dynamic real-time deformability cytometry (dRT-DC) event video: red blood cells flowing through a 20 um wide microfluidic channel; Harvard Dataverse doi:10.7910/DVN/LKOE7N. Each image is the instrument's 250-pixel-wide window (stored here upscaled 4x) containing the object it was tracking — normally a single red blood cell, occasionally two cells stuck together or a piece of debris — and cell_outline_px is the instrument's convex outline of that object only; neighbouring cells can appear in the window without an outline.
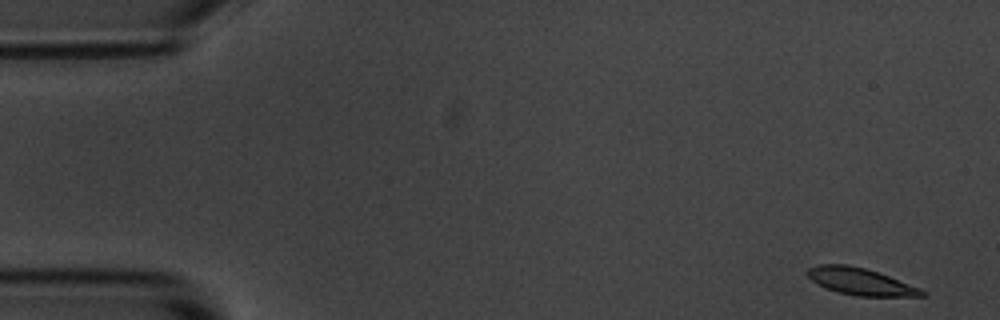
{"species": "common noctule bat (a hibernating species)", "species_latin": "Nyctalus noctula", "temperature_condition": "room temperature", "stored_images_in_passage": 54, "camera_frame_rate_fps": 3000, "um_per_image_px": 0.085, "animal": {"sex": "male", "body_mass_g": 20.1, "forearm_length_mm": 53.5}, "frame": {"image": 1, "passage_image": 1, "time_ms": 0.0, "image_size_px": [1000, 320], "cell_outline_px": [[928, 296], [856, 296], [840, 292], [828, 288], [812, 280], [804, 272], [808, 268], [820, 264], [848, 264], [864, 268], [888, 276], [920, 288], [928, 292]], "centroid_in_image_um": [73.16, 23.93], "position_along_channel_um": 11.8, "area_um2": 17.74}}
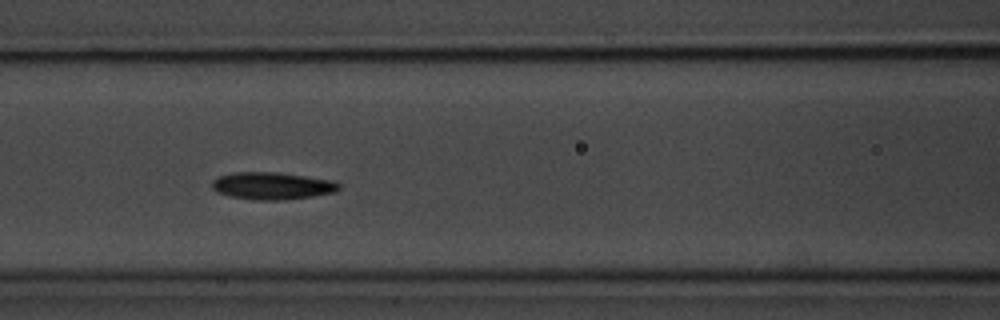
{"frame": {"image": 2, "passage_image": 22, "time_ms": 7.0, "image_size_px": [1000, 320], "cell_outline_px": [[340, 188], [336, 192], [312, 196], [284, 200], [252, 200], [228, 196], [216, 192], [212, 188], [212, 180], [216, 176], [236, 172], [280, 172], [332, 180], [340, 184]], "centroid_in_image_um": [23.1, 15.79], "position_along_channel_um": 143.5, "area_um2": 20.46}}
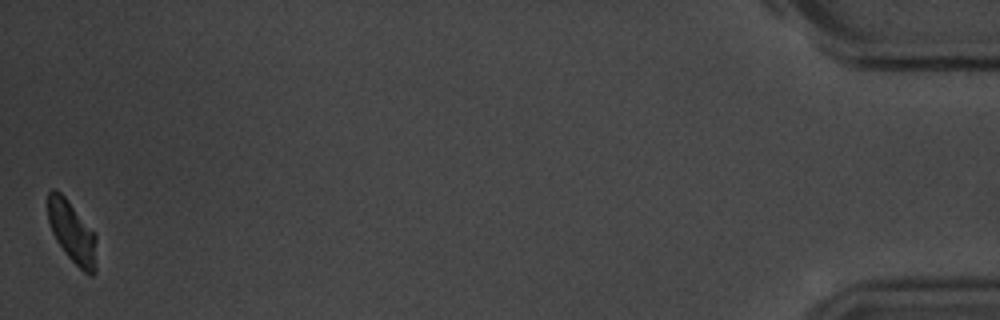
{"frame": {"image": 3, "passage_image": 54, "time_ms": 17.667, "image_size_px": [1000, 320], "cell_outline_px": [[96, 272], [92, 276], [88, 276], [64, 252], [56, 240], [52, 232], [48, 220], [48, 192], [52, 188], [56, 188], [68, 200], [96, 232]], "centroid_in_image_um": [6.15, 19.73], "position_along_channel_um": 429.0, "area_um2": 17.8}, "authors_computed_cell_mechanics": {"area_um2": 19.0162, "velocity_mm_per_s": 3.5573, "shape_relaxation_time_tau1_ms": 2.3644, "shape_relaxation_time_tau2_ms": null, "deformation_change_tau1": 0.1005, "deformation_change_tau2": null}}